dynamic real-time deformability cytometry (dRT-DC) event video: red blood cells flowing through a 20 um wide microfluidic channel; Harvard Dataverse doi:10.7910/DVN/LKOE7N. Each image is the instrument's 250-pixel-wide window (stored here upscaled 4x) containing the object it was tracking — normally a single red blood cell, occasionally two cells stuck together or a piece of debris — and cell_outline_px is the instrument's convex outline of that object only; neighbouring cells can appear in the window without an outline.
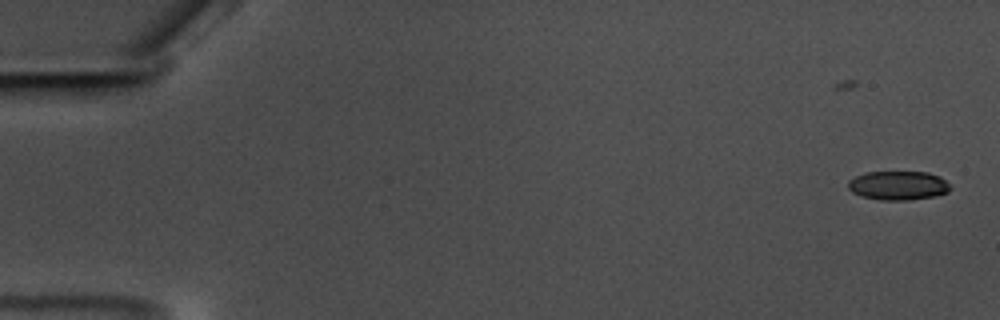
{"species": "common noctule bat (a hibernating species)", "species_latin": "Nyctalus noctula", "temperature_condition": "warm", "stored_images_in_passage": 58, "camera_frame_rate_fps": 3000, "um_per_image_px": 0.085, "animal": {"sex": "male", "body_mass_g": 17.5, "forearm_length_mm": 52.3}, "frame": {"image": 1, "passage_image": 1, "time_ms": 0.0, "image_size_px": [1000, 320], "cell_outline_px": [[952, 188], [948, 192], [936, 196], [908, 200], [880, 200], [860, 196], [852, 192], [848, 188], [848, 180], [864, 172], [928, 172], [940, 176]], "centroid_in_image_um": [76.34, 15.77], "position_along_channel_um": 8.7, "area_um2": 17.4}}
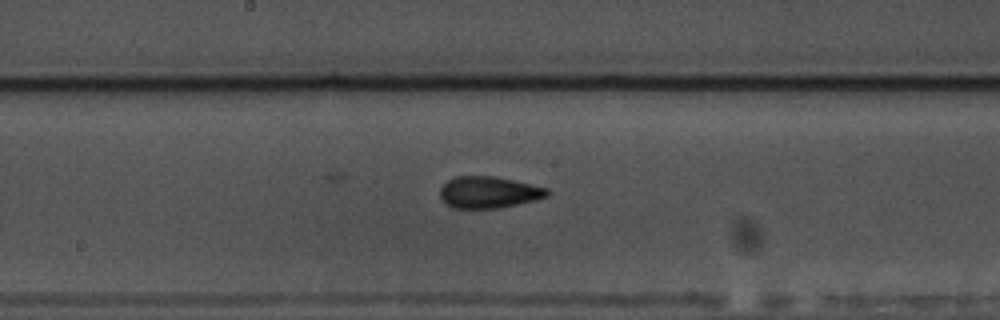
{"frame": {"image": 2, "passage_image": 31, "time_ms": 10.0, "image_size_px": [1000, 320], "cell_outline_px": [[552, 192], [548, 196], [536, 200], [500, 208], [452, 208], [440, 196], [440, 188], [448, 180], [456, 176], [496, 176], [532, 184], [548, 188]], "centroid_in_image_um": [41.59, 16.34], "position_along_channel_um": 206.6, "area_um2": 19.88}}
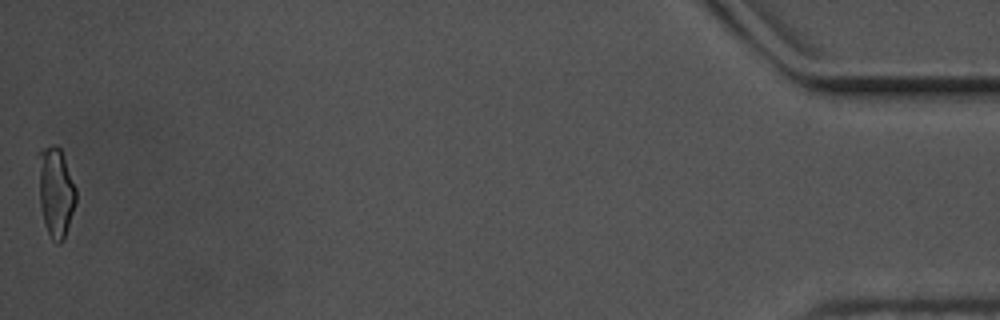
{"frame": {"image": 3, "passage_image": 58, "time_ms": 19.0, "image_size_px": [1000, 320], "cell_outline_px": [[76, 200], [64, 240], [60, 244], [56, 244], [52, 240], [44, 224], [40, 204], [36, 156], [36, 152], [52, 144], [56, 144], [60, 148], [76, 188]], "centroid_in_image_um": [4.7, 16.29], "position_along_channel_um": 430.5, "area_um2": 20.0}, "authors_computed_cell_mechanics": {"area_um2": 19.1318, "velocity_mm_per_s": 3.5291, "shape_relaxation_time_tau1_ms": 3.3917, "shape_relaxation_time_tau2_ms": 1.6221, "deformation_change_tau1": 0.1353, "deformation_change_tau2": 0.0929}}